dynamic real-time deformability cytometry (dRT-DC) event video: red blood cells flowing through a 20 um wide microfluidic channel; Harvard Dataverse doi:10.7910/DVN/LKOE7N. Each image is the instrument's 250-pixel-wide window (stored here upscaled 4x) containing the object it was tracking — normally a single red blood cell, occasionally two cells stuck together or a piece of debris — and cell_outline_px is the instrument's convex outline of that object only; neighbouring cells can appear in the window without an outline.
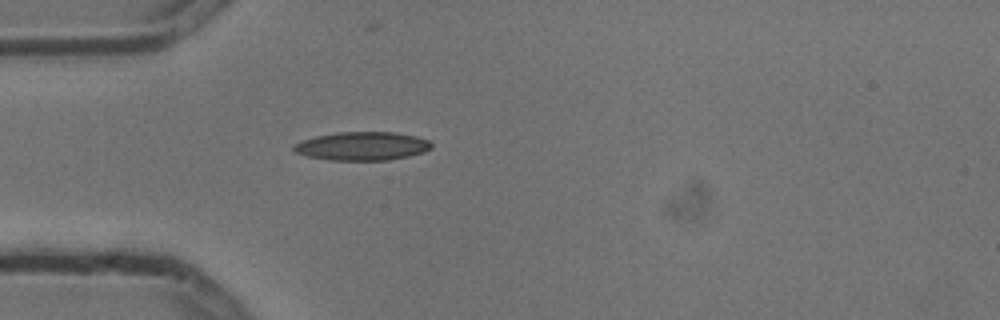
{"species": "common noctule bat (a hibernating species)", "species_latin": "Nyctalus noctula", "temperature_condition": "cold", "stored_images_in_passage": 3, "camera_frame_rate_fps": 3000, "um_per_image_px": 0.085, "animal": {"sex": "male", "body_mass_g": 13.3}, "frame": {"image": 1, "passage_image": 3, "time_ms": 0.667, "image_size_px": [1000, 320], "cell_outline_px": [[432, 148], [424, 152], [408, 156], [388, 160], [328, 160], [308, 156], [296, 152], [292, 148], [292, 144], [300, 140], [316, 136], [340, 132], [396, 132], [416, 136], [428, 140], [432, 144]], "centroid_in_image_um": [30.78, 12.41], "position_along_channel_um": 54.2, "area_um2": 22.95}}